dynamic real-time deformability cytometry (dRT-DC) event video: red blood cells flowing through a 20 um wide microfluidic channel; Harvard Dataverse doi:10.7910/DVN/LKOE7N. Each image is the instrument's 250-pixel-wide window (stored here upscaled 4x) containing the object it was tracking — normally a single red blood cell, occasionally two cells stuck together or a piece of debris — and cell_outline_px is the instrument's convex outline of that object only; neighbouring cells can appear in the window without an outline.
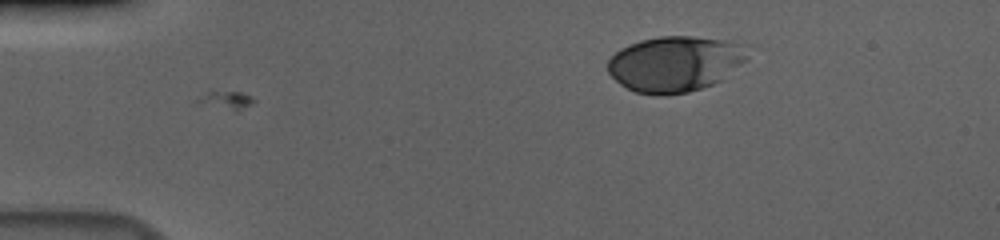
{"species": "human", "species_latin": "Homo sapiens", "temperature_condition": "cold", "stored_images_in_passage": 17, "camera_frame_rate_fps": 3000, "um_per_image_px": 0.085, "donor": {"sex": "male"}, "frame": {"image": 1, "passage_image": 17, "time_ms": 5.333, "image_size_px": [1000, 240], "cell_outline_px": [[748, 60], [724, 80], [688, 92], [664, 96], [656, 96], [636, 92], [620, 84], [608, 72], [608, 60], [620, 48], [628, 44], [640, 40], [660, 36], [692, 36], [724, 40], [736, 44], [748, 56]], "centroid_in_image_um": [57.35, 5.45], "position_along_channel_um": 27.7, "area_um2": 45.32}}